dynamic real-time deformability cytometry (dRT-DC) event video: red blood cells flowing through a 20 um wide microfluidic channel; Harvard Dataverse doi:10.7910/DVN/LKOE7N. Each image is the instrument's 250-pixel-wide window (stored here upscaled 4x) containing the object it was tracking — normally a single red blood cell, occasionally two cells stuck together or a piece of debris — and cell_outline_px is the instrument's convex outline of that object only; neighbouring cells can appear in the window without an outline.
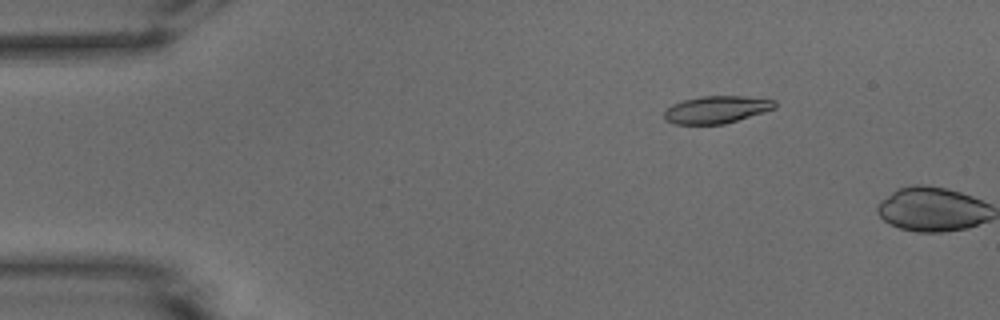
{"species": "common noctule bat (a hibernating species)", "species_latin": "Nyctalus noctula", "temperature_condition": "warm", "stored_images_in_passage": 9, "camera_frame_rate_fps": 3000, "um_per_image_px": 0.085, "animal": {"sex": "male", "body_mass_g": 15.6}, "frame": {"image": 1, "passage_image": 8, "time_ms": 2.333, "image_size_px": [1000, 320], "cell_outline_px": [[776, 108], [764, 112], [724, 124], [672, 124], [664, 120], [664, 112], [672, 104], [684, 100], [700, 96], [740, 96], [776, 100]], "centroid_in_image_um": [60.89, 9.32], "position_along_channel_um": 24.1, "area_um2": 17.63}}